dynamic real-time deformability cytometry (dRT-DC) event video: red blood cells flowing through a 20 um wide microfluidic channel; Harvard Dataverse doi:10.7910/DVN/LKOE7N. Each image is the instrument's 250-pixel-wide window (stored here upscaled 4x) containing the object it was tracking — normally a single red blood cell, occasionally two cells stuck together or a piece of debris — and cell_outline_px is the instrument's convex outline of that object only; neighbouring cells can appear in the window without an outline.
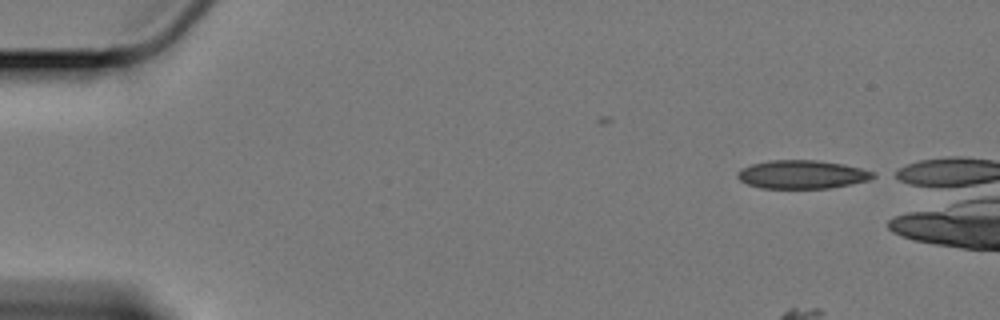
{"species": "Egyptian fruit bat (a non-hibernating species)", "species_latin": "Rousettus aegyptiacus", "temperature_condition": "cold", "stored_images_in_passage": 58, "camera_frame_rate_fps": 3000, "um_per_image_px": 0.085, "animal": {"sex": "female"}, "frame": {"image": 1, "passage_image": 1, "time_ms": 0.0, "image_size_px": [1000, 320], "cell_outline_px": [[876, 176], [868, 180], [828, 188], [760, 188], [748, 184], [740, 180], [736, 176], [736, 172], [740, 168], [752, 164], [768, 160], [816, 160], [844, 164], [876, 172]], "centroid_in_image_um": [68.14, 14.82], "position_along_channel_um": 16.9, "area_um2": 22.48}}